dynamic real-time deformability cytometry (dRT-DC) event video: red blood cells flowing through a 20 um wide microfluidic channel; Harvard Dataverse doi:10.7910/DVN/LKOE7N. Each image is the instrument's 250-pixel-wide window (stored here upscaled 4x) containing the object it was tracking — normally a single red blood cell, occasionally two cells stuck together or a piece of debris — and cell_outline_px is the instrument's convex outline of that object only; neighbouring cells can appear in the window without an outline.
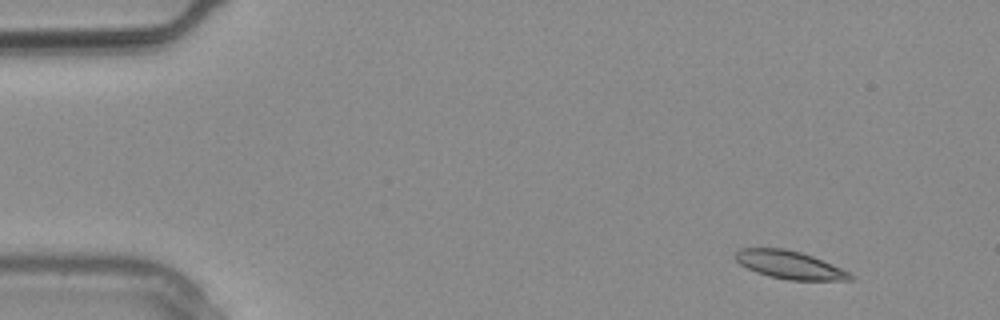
{"species": "common noctule bat (a hibernating species)", "species_latin": "Nyctalus noctula", "temperature_condition": "warm", "stored_images_in_passage": 3, "camera_frame_rate_fps": 3000, "um_per_image_px": 0.085, "animal": {"sex": "male", "body_mass_g": 20.4}, "frame": {"image": 1, "passage_image": 1, "time_ms": 0.0, "image_size_px": [1000, 320], "cell_outline_px": [[856, 276], [852, 280], [788, 280], [768, 276], [756, 272], [740, 264], [736, 260], [736, 252], [740, 248], [784, 248], [800, 252], [812, 256], [832, 264]], "centroid_in_image_um": [67.12, 22.52], "position_along_channel_um": 17.9, "area_um2": 18.61}}
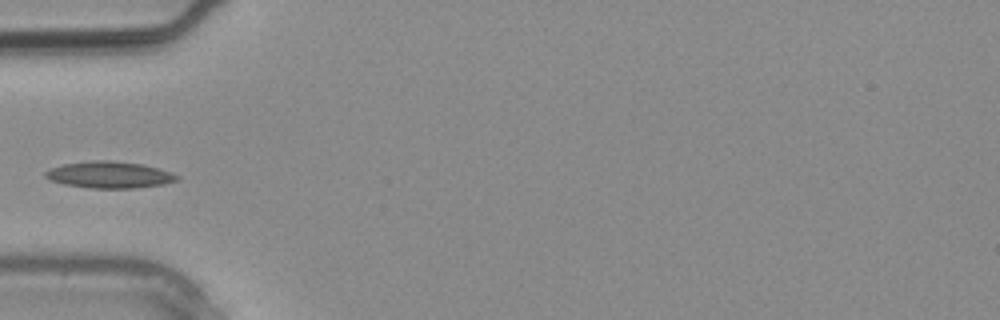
{"frame": {"image": 2, "passage_image": 3, "time_ms": 0.667, "image_size_px": [1000, 320], "cell_outline_px": [[180, 176], [176, 180], [164, 184], [132, 188], [92, 188], [64, 184], [52, 180], [44, 176], [44, 172], [48, 168], [64, 164], [92, 160], [112, 160], [144, 164], [172, 172]], "centroid_in_image_um": [9.3, 14.84], "position_along_channel_um": 75.7, "area_um2": 20.46}}